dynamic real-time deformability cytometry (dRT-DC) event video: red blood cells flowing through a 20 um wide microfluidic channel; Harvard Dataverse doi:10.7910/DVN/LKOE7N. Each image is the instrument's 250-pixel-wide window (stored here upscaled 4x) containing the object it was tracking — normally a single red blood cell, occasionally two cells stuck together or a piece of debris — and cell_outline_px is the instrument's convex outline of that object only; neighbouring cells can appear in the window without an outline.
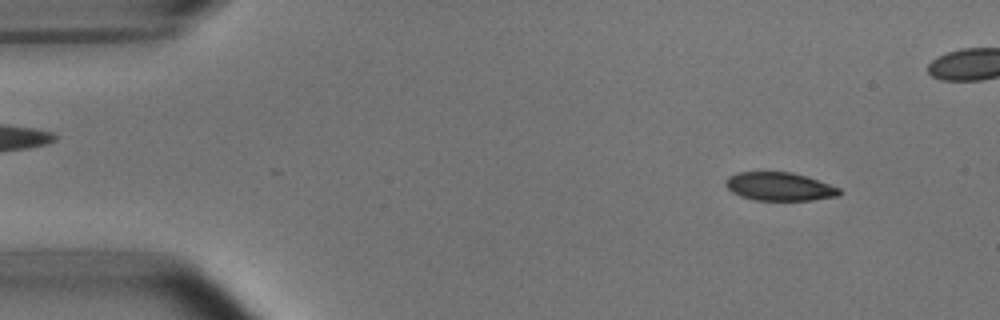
{"species": "common noctule bat (a hibernating species)", "species_latin": "Nyctalus noctula", "temperature_condition": "room temperature", "stored_images_in_passage": 47, "camera_frame_rate_fps": 3000, "um_per_image_px": 0.085, "animal": {"sex": "male", "body_mass_g": 15.6}, "frame": {"image": 1, "passage_image": 5, "time_ms": 1.333, "image_size_px": [1000, 320], "cell_outline_px": [[844, 192], [840, 196], [812, 200], [756, 200], [740, 196], [732, 192], [724, 184], [724, 180], [728, 176], [736, 172], [792, 172], [840, 188]], "centroid_in_image_um": [66.24, 15.86], "position_along_channel_um": 18.8, "area_um2": 18.84}}
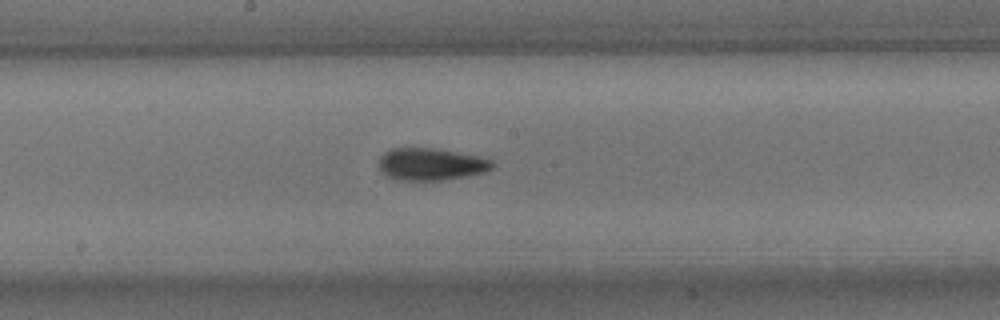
{"frame": {"image": 2, "passage_image": 27, "time_ms": 8.667, "image_size_px": [1000, 320], "cell_outline_px": [[496, 164], [492, 168], [484, 172], [468, 176], [444, 180], [396, 180], [388, 176], [380, 168], [380, 156], [388, 148], [432, 148], [476, 156], [492, 160]], "centroid_in_image_um": [36.63, 13.96], "position_along_channel_um": 211.6, "area_um2": 21.15}}
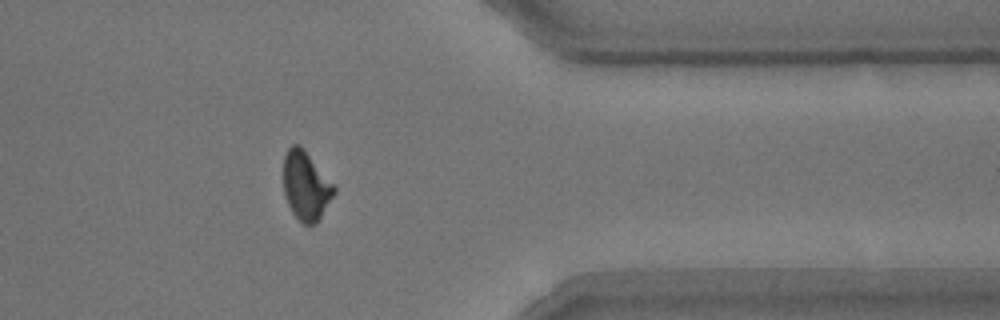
{"frame": {"image": 3, "passage_image": 42, "time_ms": 13.667, "image_size_px": [1000, 320], "cell_outline_px": [[336, 192], [316, 224], [304, 224], [292, 212], [288, 204], [284, 192], [284, 156], [288, 148], [292, 144], [300, 144], [336, 184]], "centroid_in_image_um": [26.04, 15.76], "position_along_channel_um": 385.4, "area_um2": 20.52}, "authors_computed_cell_mechanics": {"area_um2": 21.097, "velocity_mm_per_s": 3.7797, "shape_relaxation_time_tau1_ms": 3.6584, "shape_relaxation_time_tau2_ms": 1.2583, "deformation_change_tau1": 0.1257, "deformation_change_tau2": 0.0622}}